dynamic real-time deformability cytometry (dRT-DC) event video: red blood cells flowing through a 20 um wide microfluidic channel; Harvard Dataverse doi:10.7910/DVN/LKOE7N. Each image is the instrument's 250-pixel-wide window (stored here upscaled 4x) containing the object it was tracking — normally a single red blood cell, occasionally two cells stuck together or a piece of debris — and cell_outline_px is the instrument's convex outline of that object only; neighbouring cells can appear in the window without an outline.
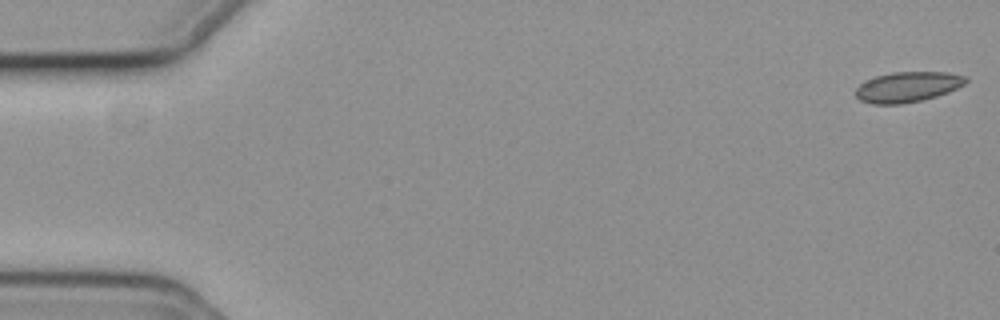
{"species": "common noctule bat (a hibernating species)", "species_latin": "Nyctalus noctula", "temperature_condition": "cold", "stored_images_in_passage": 56, "camera_frame_rate_fps": 3000, "um_per_image_px": 0.085, "animal": {"sex": "female", "body_mass_g": 19.3, "forearm_length_mm": 54.1}, "frame": {"image": 1, "passage_image": 1, "time_ms": 0.0, "image_size_px": [1000, 320], "cell_outline_px": [[968, 80], [964, 84], [948, 92], [936, 96], [920, 100], [900, 104], [872, 104], [860, 100], [856, 96], [856, 88], [864, 80], [876, 76], [892, 72], [948, 72], [968, 76]], "centroid_in_image_um": [77.14, 7.38], "position_along_channel_um": 7.9, "area_um2": 19.48}}
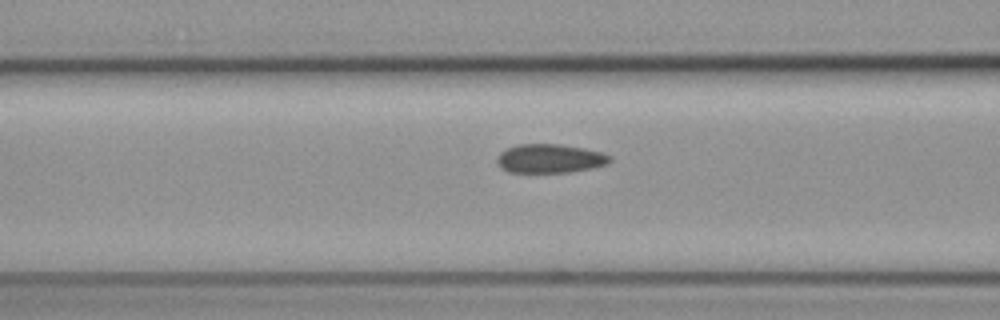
{"frame": {"image": 2, "passage_image": 22, "time_ms": 7.0, "image_size_px": [1000, 320], "cell_outline_px": [[612, 160], [608, 164], [592, 168], [568, 172], [508, 172], [500, 168], [496, 164], [496, 156], [500, 152], [508, 148], [520, 144], [560, 144], [584, 148], [600, 152], [612, 156]], "centroid_in_image_um": [46.72, 13.48], "position_along_channel_um": 119.9, "area_um2": 19.13}}
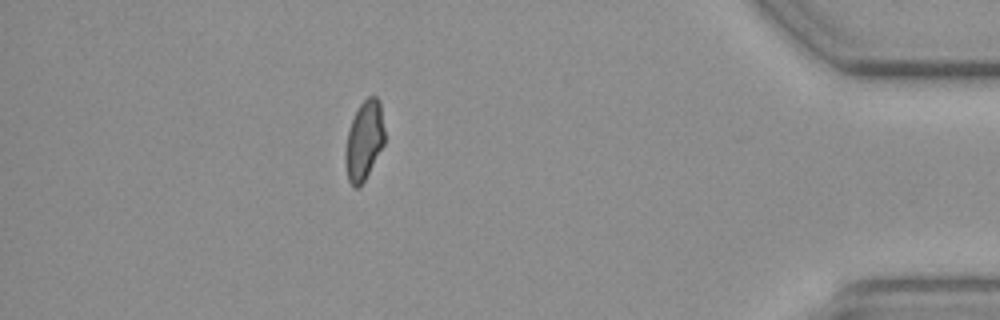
{"frame": {"image": 3, "passage_image": 49, "time_ms": 16.0, "image_size_px": [1000, 320], "cell_outline_px": [[384, 144], [364, 180], [356, 188], [352, 188], [348, 180], [344, 160], [344, 152], [348, 132], [352, 120], [360, 104], [368, 96], [376, 96], [380, 100], [384, 128]], "centroid_in_image_um": [30.94, 11.94], "position_along_channel_um": 404.3, "area_um2": 18.03}, "authors_computed_cell_mechanics": {"area_um2": 19.1896, "velocity_mm_per_s": 3.7193, "shape_relaxation_time_tau1_ms": null, "shape_relaxation_time_tau2_ms": 2.0882, "deformation_change_tau1": null, "deformation_change_tau2": 0.0511}}